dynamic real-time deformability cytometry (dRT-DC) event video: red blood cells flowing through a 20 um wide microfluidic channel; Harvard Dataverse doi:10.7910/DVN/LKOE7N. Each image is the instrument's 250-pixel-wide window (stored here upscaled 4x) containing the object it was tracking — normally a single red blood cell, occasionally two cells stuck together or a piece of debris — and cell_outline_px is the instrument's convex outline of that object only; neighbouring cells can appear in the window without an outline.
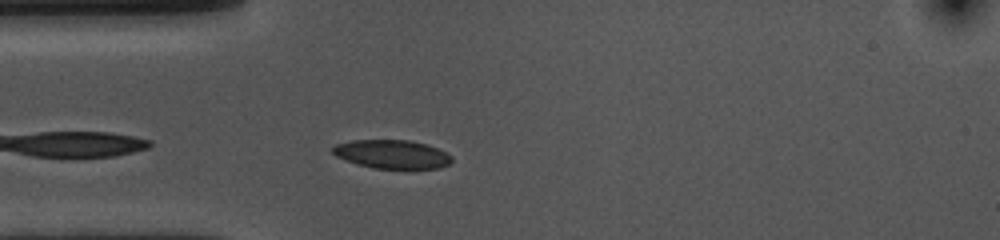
{"species": "common noctule bat (a hibernating species)", "species_latin": "Nyctalus noctula", "temperature_condition": "cold", "stored_images_in_passage": 8, "camera_frame_rate_fps": 3000, "um_per_image_px": 0.085, "animal": {"sex": "female", "body_mass_g": 10.0, "forearm_length_mm": 53.1}, "frame": {"image": 1, "passage_image": 3, "time_ms": 0.667, "image_size_px": [1000, 240], "cell_outline_px": [[452, 160], [448, 164], [440, 168], [372, 168], [356, 164], [336, 156], [332, 152], [332, 148], [336, 144], [352, 140], [412, 140], [428, 144], [452, 156]], "centroid_in_image_um": [33.31, 13.1], "position_along_channel_um": 51.7, "area_um2": 19.83}}